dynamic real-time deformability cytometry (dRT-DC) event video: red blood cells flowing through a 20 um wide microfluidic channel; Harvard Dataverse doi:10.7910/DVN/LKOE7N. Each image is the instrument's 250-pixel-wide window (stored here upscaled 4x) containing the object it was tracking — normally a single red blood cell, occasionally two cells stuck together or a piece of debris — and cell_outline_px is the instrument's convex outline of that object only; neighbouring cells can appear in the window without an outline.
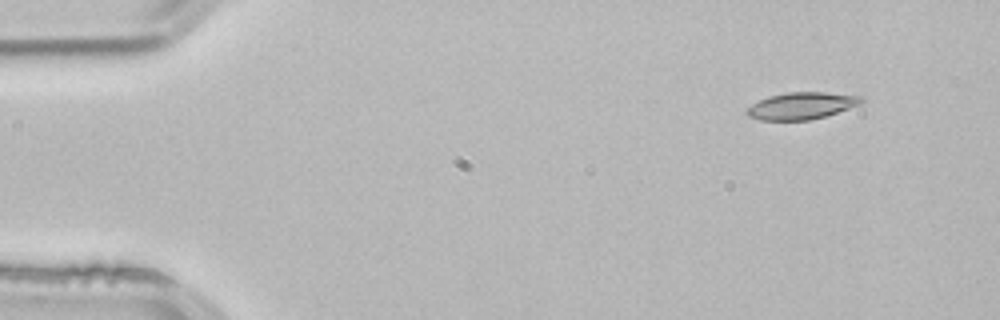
{"species": "common noctule bat (a hibernating species)", "species_latin": "Nyctalus noctula", "temperature_condition": "room temperature", "stored_images_in_passage": 2, "camera_frame_rate_fps": 3000, "um_per_image_px": 0.085, "animal": {"sex": "male", "body_mass_g": 21.5, "forearm_length_mm": 52.0}, "frame": {"image": 1, "passage_image": 1, "time_ms": 0.0, "image_size_px": [1000, 320], "cell_outline_px": [[864, 100], [860, 104], [824, 116], [808, 120], [760, 120], [748, 116], [744, 112], [752, 104], [768, 96], [788, 92], [824, 92], [864, 96]], "centroid_in_image_um": [68.12, 8.98], "position_along_channel_um": 16.9, "area_um2": 17.86}}
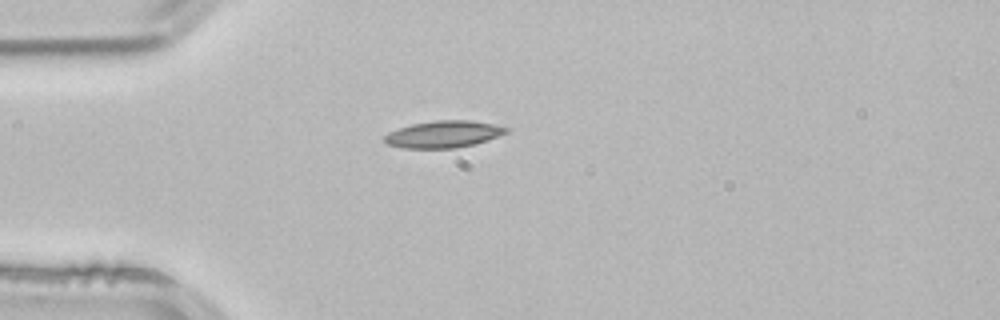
{"frame": {"image": 2, "passage_image": 2, "time_ms": 0.333, "image_size_px": [1000, 320], "cell_outline_px": [[512, 128], [508, 132], [488, 140], [476, 144], [456, 148], [404, 148], [388, 144], [384, 140], [384, 136], [388, 132], [412, 124], [436, 120], [472, 120]], "centroid_in_image_um": [37.74, 11.41], "position_along_channel_um": 47.3, "area_um2": 19.13}}